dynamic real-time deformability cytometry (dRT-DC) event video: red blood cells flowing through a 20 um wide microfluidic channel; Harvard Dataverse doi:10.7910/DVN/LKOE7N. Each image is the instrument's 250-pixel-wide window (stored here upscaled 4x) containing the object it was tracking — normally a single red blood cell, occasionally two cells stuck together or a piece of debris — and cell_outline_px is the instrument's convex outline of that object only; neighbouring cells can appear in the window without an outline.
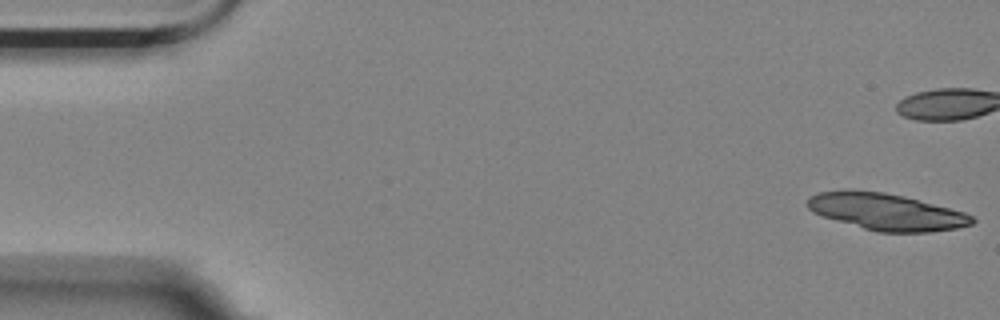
{"species": "Egyptian fruit bat (a non-hibernating species)", "species_latin": "Rousettus aegyptiacus", "temperature_condition": "room temperature", "stored_images_in_passage": 41, "camera_frame_rate_fps": 3000, "um_per_image_px": 0.085, "animal": {"sex": "female"}, "frame": {"image": 1, "passage_image": 1, "time_ms": 0.0, "image_size_px": [1000, 320], "cell_outline_px": [[976, 220], [972, 224], [956, 228], [932, 232], [876, 232], [824, 216], [812, 212], [804, 204], [808, 196], [816, 192], [848, 188], [884, 192], [904, 196], [964, 212], [972, 216]], "centroid_in_image_um": [75.26, 17.97], "position_along_channel_um": 9.7, "area_um2": 35.55}}